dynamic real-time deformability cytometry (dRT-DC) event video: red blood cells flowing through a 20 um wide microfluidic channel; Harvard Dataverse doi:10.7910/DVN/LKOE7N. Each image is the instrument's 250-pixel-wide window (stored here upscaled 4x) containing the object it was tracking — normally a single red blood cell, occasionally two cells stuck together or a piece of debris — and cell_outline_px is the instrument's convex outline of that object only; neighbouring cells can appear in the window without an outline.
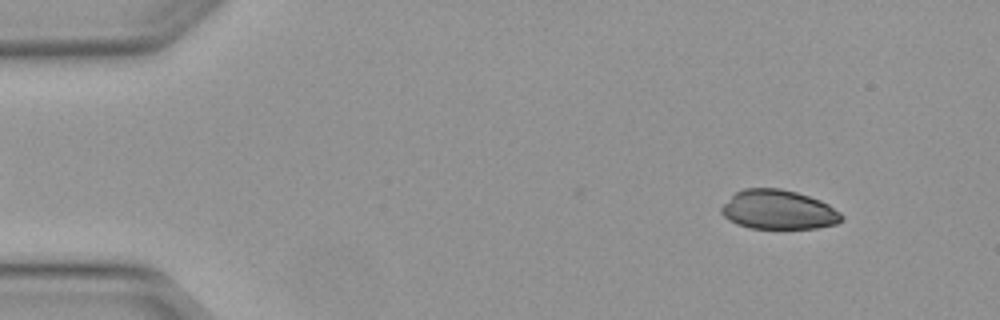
{"species": "Egyptian fruit bat (a non-hibernating species)", "species_latin": "Rousettus aegyptiacus", "temperature_condition": "warm", "stored_images_in_passage": 44, "camera_frame_rate_fps": 3000, "um_per_image_px": 0.085, "animal": {"sex": "female"}, "frame": {"image": 1, "passage_image": 5, "time_ms": 1.333, "image_size_px": [1000, 320], "cell_outline_px": [[844, 220], [836, 224], [816, 228], [748, 228], [736, 224], [728, 220], [720, 212], [720, 208], [736, 192], [744, 188], [780, 188], [796, 192], [820, 200], [828, 204], [840, 212], [844, 216]], "centroid_in_image_um": [66.17, 17.83], "position_along_channel_um": 18.8, "area_um2": 27.57}}
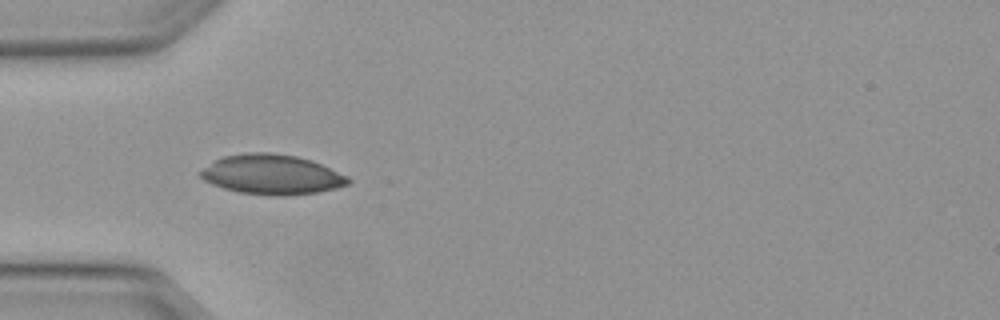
{"frame": {"image": 2, "passage_image": 15, "time_ms": 4.667, "image_size_px": [1000, 320], "cell_outline_px": [[352, 180], [348, 184], [336, 188], [316, 192], [284, 196], [276, 196], [240, 192], [224, 188], [212, 184], [204, 180], [196, 172], [216, 160], [224, 156], [248, 152], [268, 152], [296, 156], [312, 160], [348, 176]], "centroid_in_image_um": [23.1, 14.83], "position_along_channel_um": 61.9, "area_um2": 34.22}}
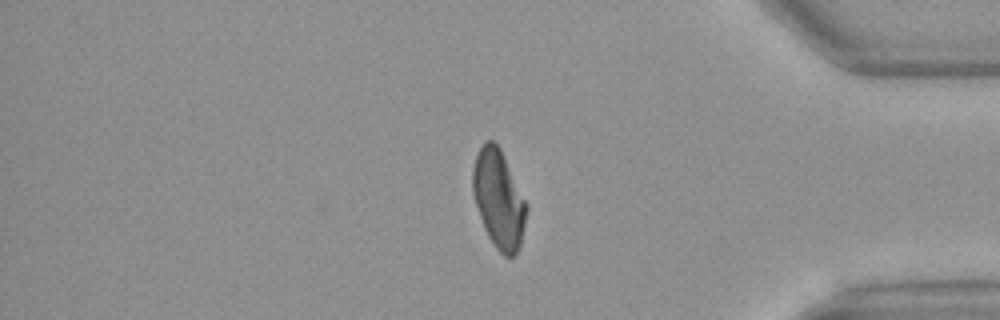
{"frame": {"image": 3, "passage_image": 41, "time_ms": 13.333, "image_size_px": [1000, 320], "cell_outline_px": [[528, 208], [520, 244], [516, 252], [512, 256], [504, 256], [496, 248], [488, 236], [484, 228], [472, 192], [472, 168], [476, 156], [480, 148], [488, 140], [492, 140], [500, 148], [528, 204]], "centroid_in_image_um": [42.39, 16.92], "position_along_channel_um": 392.8, "area_um2": 30.46}}